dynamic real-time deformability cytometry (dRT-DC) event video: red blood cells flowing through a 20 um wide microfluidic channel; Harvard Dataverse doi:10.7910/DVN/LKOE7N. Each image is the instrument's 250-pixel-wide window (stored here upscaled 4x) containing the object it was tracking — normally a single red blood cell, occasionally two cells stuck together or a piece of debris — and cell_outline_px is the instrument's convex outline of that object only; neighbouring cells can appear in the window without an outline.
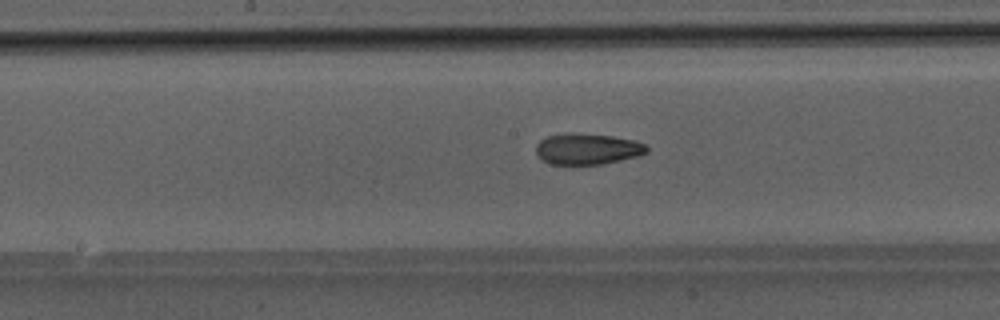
{"species": "Egyptian fruit bat (a non-hibernating species)", "species_latin": "Rousettus aegyptiacus", "temperature_condition": "room temperature", "stored_images_in_passage": 43, "camera_frame_rate_fps": 3000, "um_per_image_px": 0.085, "animal": {"sex": "male"}, "frame": {"image": 1, "passage_image": 20, "time_ms": 6.333, "image_size_px": [1000, 320], "cell_outline_px": [[648, 152], [636, 156], [604, 164], [572, 168], [548, 164], [540, 160], [536, 152], [536, 144], [540, 140], [548, 136], [612, 136], [636, 140], [644, 144], [648, 148]], "centroid_in_image_um": [49.9, 12.77], "position_along_channel_um": 198.3, "area_um2": 20.06}}
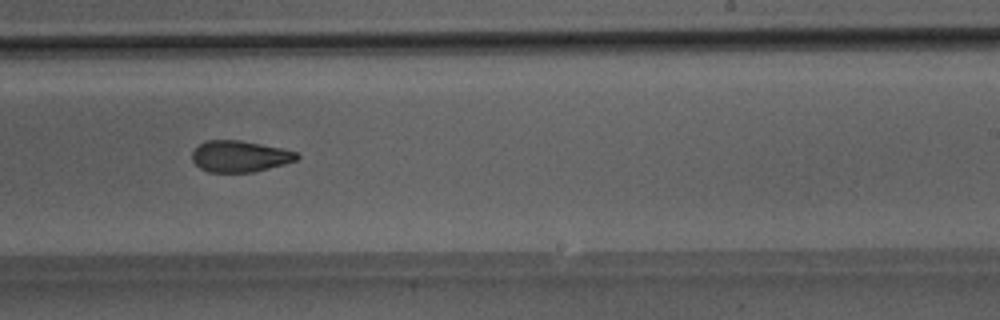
{"frame": {"image": 2, "passage_image": 25, "time_ms": 8.0, "image_size_px": [1000, 320], "cell_outline_px": [[300, 156], [296, 160], [284, 164], [256, 172], [208, 172], [200, 168], [192, 160], [192, 152], [200, 144], [208, 140], [240, 140], [280, 148], [296, 152]], "centroid_in_image_um": [20.37, 13.29], "position_along_channel_um": 268.6, "area_um2": 19.02}}
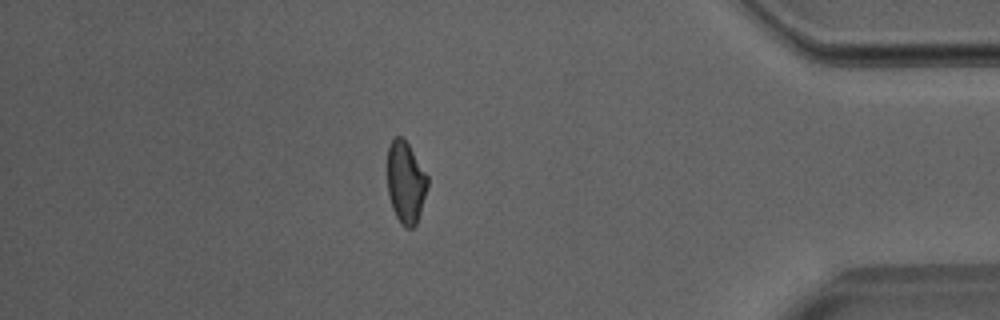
{"frame": {"image": 3, "passage_image": 37, "time_ms": 12.0, "image_size_px": [1000, 320], "cell_outline_px": [[428, 184], [420, 212], [416, 224], [412, 228], [404, 228], [400, 224], [392, 208], [388, 192], [388, 148], [392, 140], [396, 136], [400, 136], [408, 144], [428, 176]], "centroid_in_image_um": [34.48, 15.53], "position_along_channel_um": 400.7, "area_um2": 18.96}}